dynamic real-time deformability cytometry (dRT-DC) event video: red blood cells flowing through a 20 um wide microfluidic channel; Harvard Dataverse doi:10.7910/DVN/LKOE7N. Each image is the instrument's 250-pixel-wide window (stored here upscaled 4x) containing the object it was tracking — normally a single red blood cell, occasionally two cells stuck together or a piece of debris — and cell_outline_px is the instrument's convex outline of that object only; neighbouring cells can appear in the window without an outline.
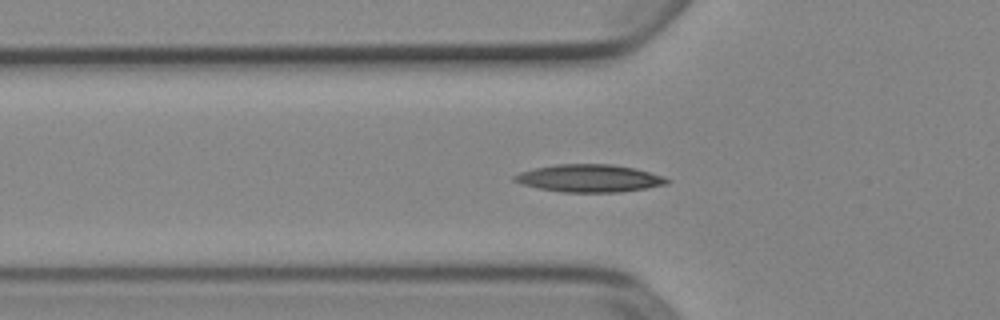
{"species": "Egyptian fruit bat (a non-hibernating species)", "species_latin": "Rousettus aegyptiacus", "temperature_condition": "cold", "stored_images_in_passage": 48, "camera_frame_rate_fps": 3000, "um_per_image_px": 0.085, "animal": {"sex": "female"}, "frame": {"image": 1, "passage_image": 18, "time_ms": 5.667, "image_size_px": [1000, 320], "cell_outline_px": [[672, 180], [668, 184], [648, 188], [620, 192], [560, 192], [520, 184], [512, 180], [512, 176], [520, 172], [536, 168], [556, 164], [612, 164], [636, 168], [664, 176]], "centroid_in_image_um": [50.13, 15.15], "position_along_channel_um": 75.7, "area_um2": 24.74}}
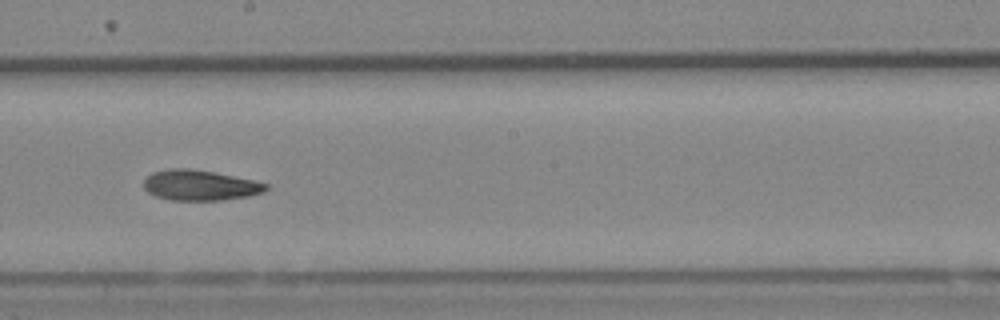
{"frame": {"image": 2, "passage_image": 30, "time_ms": 9.667, "image_size_px": [1000, 320], "cell_outline_px": [[268, 188], [264, 192], [248, 196], [224, 200], [172, 200], [156, 196], [148, 192], [144, 188], [144, 180], [152, 172], [168, 168], [188, 168], [212, 172], [252, 180], [268, 184]], "centroid_in_image_um": [16.98, 15.75], "position_along_channel_um": 231.2, "area_um2": 21.5}}
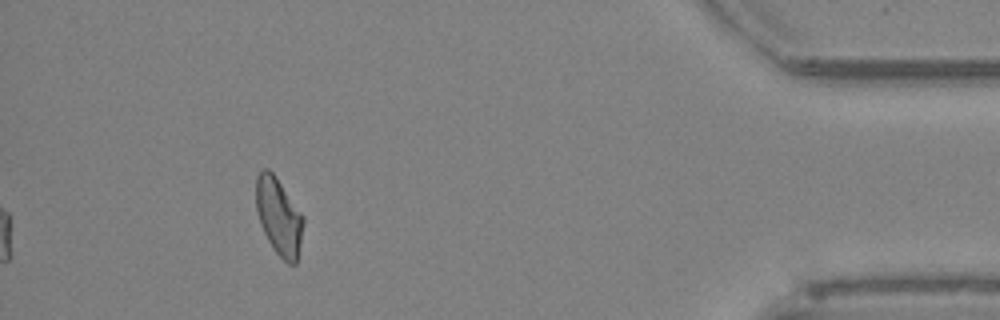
{"frame": {"image": 3, "passage_image": 48, "time_ms": 15.667, "image_size_px": [1000, 320], "cell_outline_px": [[304, 224], [296, 264], [288, 264], [272, 248], [260, 224], [256, 208], [256, 176], [264, 168], [268, 168], [276, 176], [304, 216]], "centroid_in_image_um": [23.7, 18.39], "position_along_channel_um": 411.5, "area_um2": 21.27}, "authors_computed_cell_mechanics": {"area_um2": 22.0218, "velocity_mm_per_s": 3.8943, "shape_relaxation_time_tau1_ms": null, "shape_relaxation_time_tau2_ms": 9.5506, "deformation_change_tau1": null, "deformation_change_tau2": 0.1692}}